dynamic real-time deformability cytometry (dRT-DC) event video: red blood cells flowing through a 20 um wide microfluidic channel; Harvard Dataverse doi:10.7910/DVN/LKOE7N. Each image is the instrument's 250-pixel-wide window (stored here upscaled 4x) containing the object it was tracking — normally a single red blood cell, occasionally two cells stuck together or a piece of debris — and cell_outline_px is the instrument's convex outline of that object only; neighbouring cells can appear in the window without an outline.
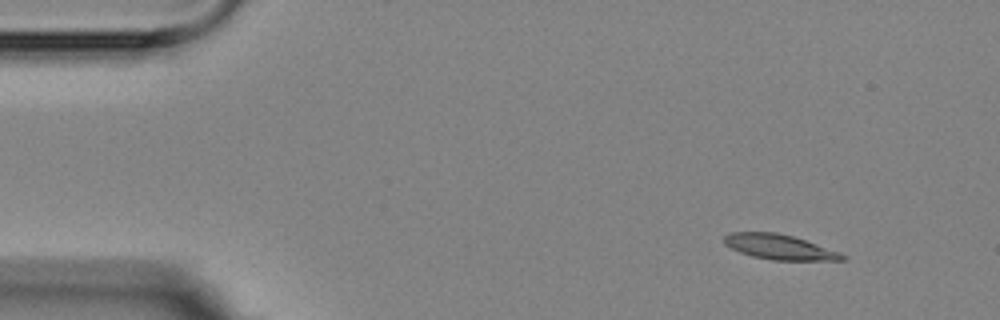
{"species": "Egyptian fruit bat (a non-hibernating species)", "species_latin": "Rousettus aegyptiacus", "temperature_condition": "room temperature", "stored_images_in_passage": 3, "camera_frame_rate_fps": 3000, "um_per_image_px": 0.085, "animal": {"sex": "female"}, "frame": {"image": 1, "passage_image": 1, "time_ms": 0.0, "image_size_px": [1000, 320], "cell_outline_px": [[848, 256], [844, 260], [772, 260], [752, 256], [740, 252], [724, 244], [724, 236], [732, 232], [776, 232], [792, 236], [840, 252]], "centroid_in_image_um": [66.25, 20.99], "position_along_channel_um": 18.8, "area_um2": 17.05}}